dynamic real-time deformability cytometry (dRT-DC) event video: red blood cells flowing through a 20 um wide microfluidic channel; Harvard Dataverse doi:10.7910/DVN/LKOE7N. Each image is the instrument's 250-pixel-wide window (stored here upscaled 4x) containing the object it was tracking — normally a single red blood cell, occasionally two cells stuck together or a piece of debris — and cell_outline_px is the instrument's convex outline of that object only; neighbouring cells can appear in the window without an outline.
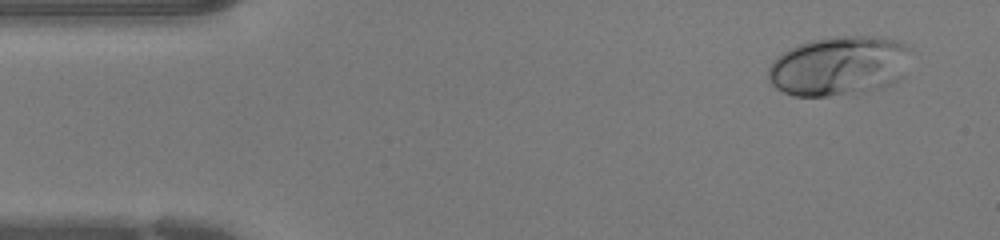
{"species": "human", "species_latin": "Homo sapiens", "temperature_condition": "warm", "stored_images_in_passage": 42, "camera_frame_rate_fps": 3000, "um_per_image_px": 0.085, "donor": {"sex": "female"}, "frame": {"image": 1, "passage_image": 1, "time_ms": 0.0, "image_size_px": [1000, 240], "cell_outline_px": [[912, 48], [904, 76], [900, 80], [880, 88], [864, 92], [828, 96], [792, 96], [776, 88], [768, 80], [768, 68], [772, 60], [788, 48], [812, 40], [832, 36], [880, 36], [896, 40]], "centroid_in_image_um": [71.34, 5.6], "position_along_channel_um": 13.7, "area_um2": 50.11}}
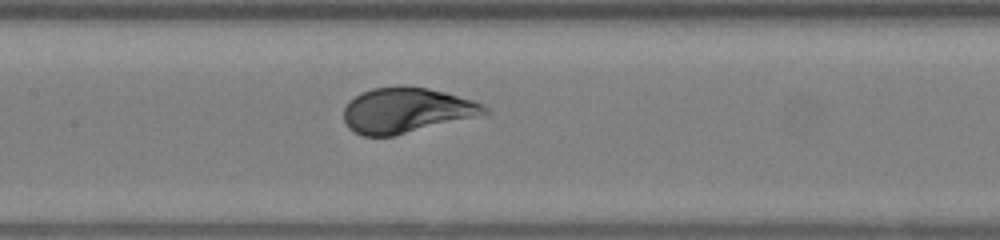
{"frame": {"image": 2, "passage_image": 18, "time_ms": 5.667, "image_size_px": [1000, 240], "cell_outline_px": [[492, 112], [396, 136], [360, 136], [348, 128], [344, 120], [344, 108], [348, 100], [372, 88], [428, 88], [444, 92], [472, 100], [484, 104]], "centroid_in_image_um": [34.53, 9.42], "position_along_channel_um": 172.9, "area_um2": 36.59}}
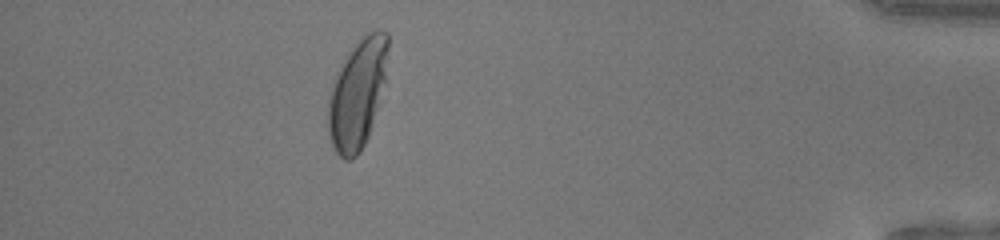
{"frame": {"image": 3, "passage_image": 37, "time_ms": 12.0, "image_size_px": [1000, 240], "cell_outline_px": [[388, 48], [384, 80], [368, 136], [360, 152], [352, 160], [344, 160], [332, 148], [328, 132], [328, 100], [336, 76], [348, 52], [368, 32], [388, 32]], "centroid_in_image_um": [30.35, 8.03], "position_along_channel_um": 404.9, "area_um2": 36.99}}